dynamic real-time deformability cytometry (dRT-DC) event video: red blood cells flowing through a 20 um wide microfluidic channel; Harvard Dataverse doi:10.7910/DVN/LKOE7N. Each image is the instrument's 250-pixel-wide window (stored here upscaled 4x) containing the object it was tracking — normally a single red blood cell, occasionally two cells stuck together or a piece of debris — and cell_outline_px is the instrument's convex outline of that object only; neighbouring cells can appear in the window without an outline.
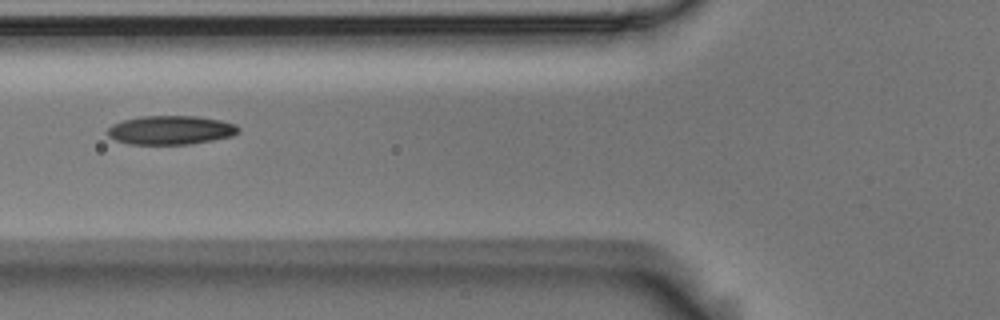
{"species": "Egyptian fruit bat (a non-hibernating species)", "species_latin": "Rousettus aegyptiacus", "temperature_condition": "room temperature", "stored_images_in_passage": 5, "camera_frame_rate_fps": 3000, "um_per_image_px": 0.085, "animal": {"sex": "male"}, "frame": {"image": 1, "passage_image": 4, "time_ms": 1.0, "image_size_px": [1000, 320], "cell_outline_px": [[240, 132], [232, 136], [212, 140], [188, 144], [128, 144], [116, 140], [108, 136], [108, 128], [112, 124], [124, 120], [140, 116], [196, 116], [220, 120], [236, 124], [240, 128]], "centroid_in_image_um": [14.52, 11.05], "position_along_channel_um": 111.3, "area_um2": 22.02}}
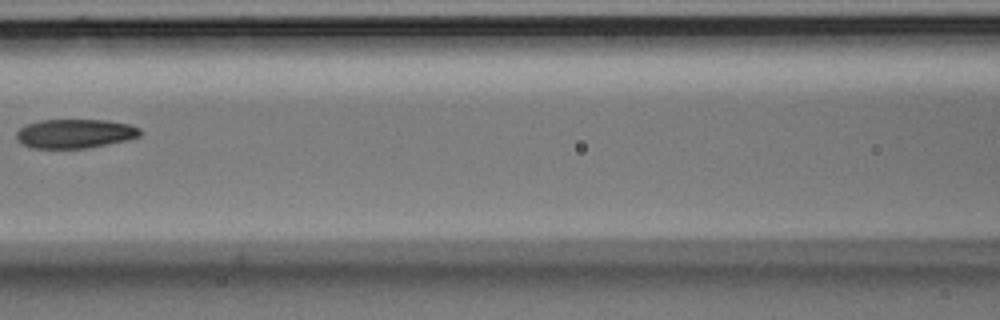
{"frame": {"image": 2, "passage_image": 5, "time_ms": 1.333, "image_size_px": [1000, 320], "cell_outline_px": [[140, 136], [128, 140], [88, 148], [32, 148], [24, 144], [16, 136], [16, 132], [20, 128], [28, 124], [40, 120], [108, 120], [128, 124], [140, 128]], "centroid_in_image_um": [6.4, 11.35], "position_along_channel_um": 160.2, "area_um2": 20.87}}